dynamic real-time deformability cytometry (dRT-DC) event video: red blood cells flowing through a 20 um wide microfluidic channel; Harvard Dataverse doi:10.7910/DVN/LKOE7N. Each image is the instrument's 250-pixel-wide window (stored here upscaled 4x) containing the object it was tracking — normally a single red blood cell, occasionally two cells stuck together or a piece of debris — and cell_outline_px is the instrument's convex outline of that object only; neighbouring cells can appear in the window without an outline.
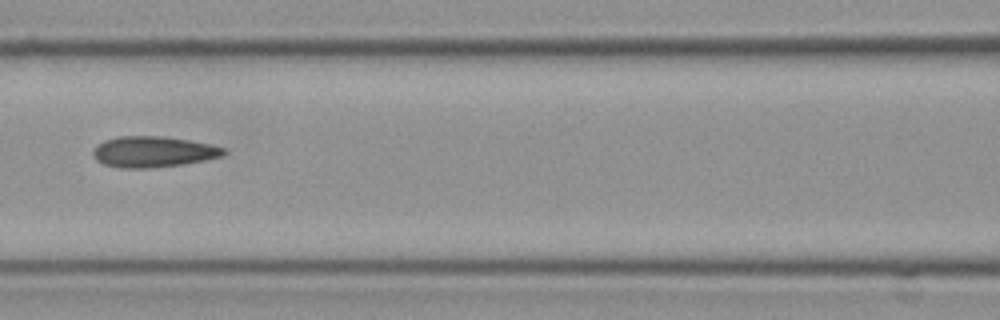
{"species": "Egyptian fruit bat (a non-hibernating species)", "species_latin": "Rousettus aegyptiacus", "temperature_condition": "cold", "stored_images_in_passage": 12, "camera_frame_rate_fps": 3000, "um_per_image_px": 0.085, "frame": {"image": 1, "passage_image": 10, "time_ms": 3.0, "image_size_px": [1000, 320], "cell_outline_px": [[228, 152], [224, 156], [204, 160], [180, 164], [148, 168], [120, 168], [104, 164], [96, 160], [92, 152], [96, 144], [104, 140], [116, 136], [160, 136], [188, 140], [212, 144], [224, 148]], "centroid_in_image_um": [13.01, 12.89], "position_along_channel_um": 153.6, "area_um2": 23.58}}
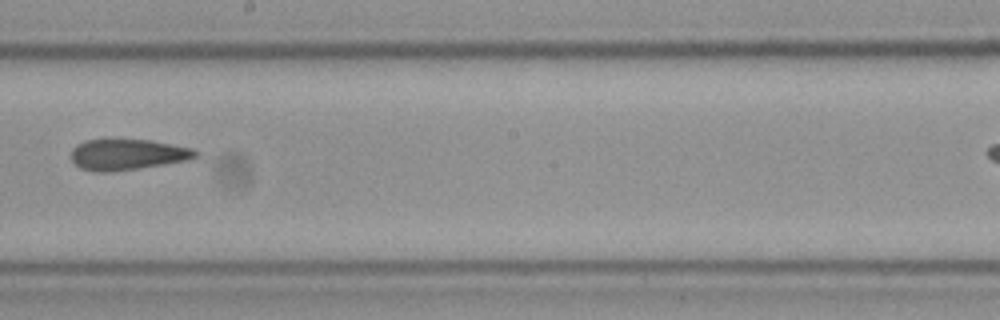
{"frame": {"image": 2, "passage_image": 12, "time_ms": 3.667, "image_size_px": [1000, 320], "cell_outline_px": [[200, 152], [196, 156], [188, 160], [136, 168], [108, 172], [92, 172], [80, 168], [72, 160], [72, 148], [76, 144], [84, 140], [152, 140], [192, 148]], "centroid_in_image_um": [10.81, 13.13], "position_along_channel_um": 237.4, "area_um2": 22.2}}